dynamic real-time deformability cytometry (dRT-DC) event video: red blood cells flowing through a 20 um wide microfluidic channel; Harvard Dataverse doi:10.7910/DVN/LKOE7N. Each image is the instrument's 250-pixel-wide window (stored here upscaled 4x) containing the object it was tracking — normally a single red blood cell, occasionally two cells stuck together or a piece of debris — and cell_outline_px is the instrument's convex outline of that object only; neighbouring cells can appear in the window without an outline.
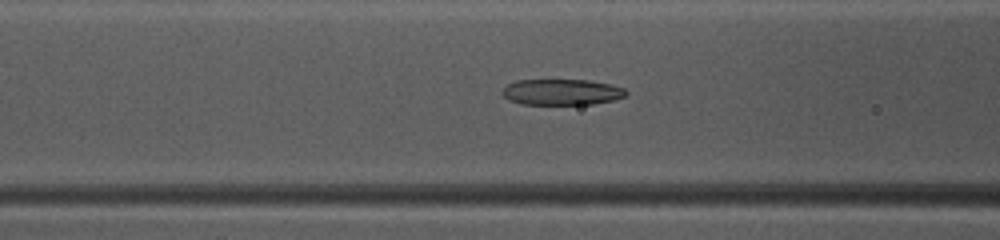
{"species": "common noctule bat (a hibernating species)", "species_latin": "Nyctalus noctula", "temperature_condition": "warm", "stored_images_in_passage": 48, "camera_frame_rate_fps": 3000, "um_per_image_px": 0.085, "animal": {"sex": "female", "body_mass_g": 10.0, "forearm_length_mm": 53.1}, "frame": {"image": 1, "passage_image": 20, "time_ms": 6.333, "image_size_px": [1000, 240], "cell_outline_px": [[628, 92], [624, 96], [612, 100], [592, 104], [520, 104], [508, 100], [500, 92], [508, 84], [516, 80], [588, 80], [608, 84], [624, 88]], "centroid_in_image_um": [47.7, 7.82], "position_along_channel_um": 118.9, "area_um2": 18.61}}
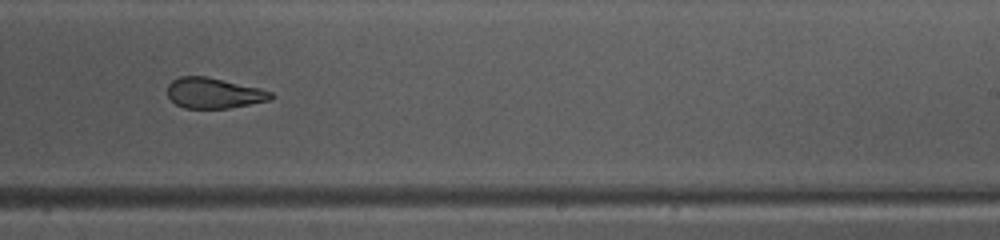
{"frame": {"image": 2, "passage_image": 31, "time_ms": 10.0, "image_size_px": [1000, 240], "cell_outline_px": [[276, 96], [272, 100], [228, 108], [184, 108], [176, 104], [168, 96], [168, 84], [172, 80], [180, 76], [204, 76], [260, 88], [272, 92]], "centroid_in_image_um": [18.2, 7.91], "position_along_channel_um": 270.8, "area_um2": 18.38}}
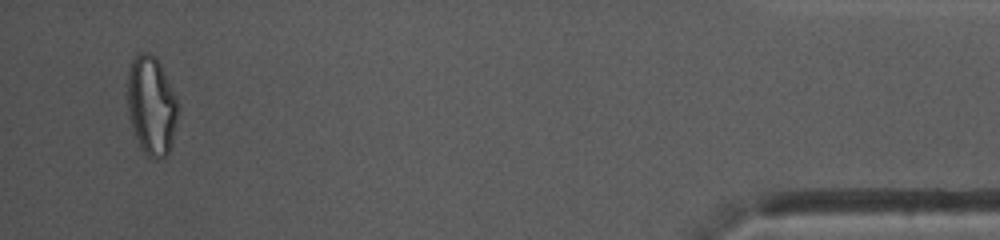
{"frame": {"image": 3, "passage_image": 47, "time_ms": 15.333, "image_size_px": [1000, 240], "cell_outline_px": [[180, 104], [172, 140], [168, 152], [160, 160], [152, 160], [140, 148], [132, 128], [128, 116], [128, 64], [140, 52], [148, 52], [156, 56]], "centroid_in_image_um": [12.87, 8.97], "position_along_channel_um": 422.3, "area_um2": 29.36}}